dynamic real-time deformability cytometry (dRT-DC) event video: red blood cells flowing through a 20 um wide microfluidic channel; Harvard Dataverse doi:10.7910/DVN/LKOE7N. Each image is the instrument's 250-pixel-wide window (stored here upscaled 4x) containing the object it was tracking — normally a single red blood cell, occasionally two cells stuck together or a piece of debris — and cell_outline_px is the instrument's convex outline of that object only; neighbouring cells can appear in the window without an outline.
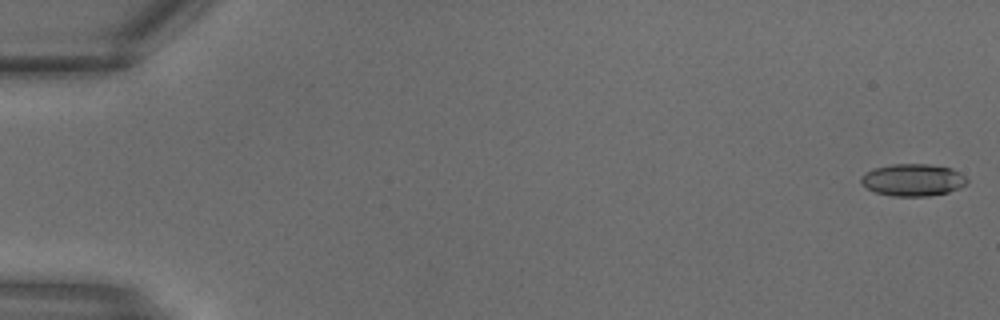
{"species": "common noctule bat (a hibernating species)", "species_latin": "Nyctalus noctula", "temperature_condition": "warm", "stored_images_in_passage": 30, "camera_frame_rate_fps": 3000, "um_per_image_px": 0.085, "animal": {"sex": "male", "body_mass_g": 18.8}, "frame": {"image": 1, "passage_image": 1, "time_ms": 0.0, "image_size_px": [1000, 320], "cell_outline_px": [[968, 180], [960, 188], [948, 192], [928, 196], [892, 196], [876, 192], [868, 188], [860, 180], [860, 176], [876, 168], [892, 164], [928, 164], [952, 168], [960, 172]], "centroid_in_image_um": [77.62, 15.29], "position_along_channel_um": 7.4, "area_um2": 19.65}}
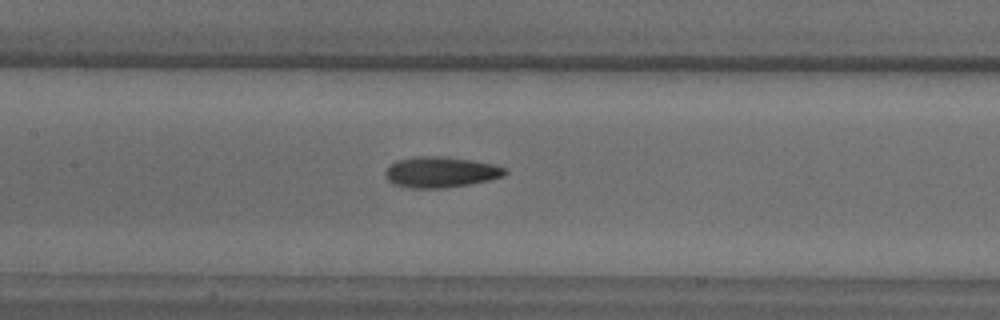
{"frame": {"image": 2, "passage_image": 15, "time_ms": 4.667, "image_size_px": [1000, 320], "cell_outline_px": [[508, 172], [504, 176], [488, 180], [468, 184], [444, 188], [412, 188], [392, 184], [388, 180], [384, 172], [396, 160], [416, 156], [440, 156], [472, 160], [492, 164], [504, 168]], "centroid_in_image_um": [37.44, 14.63], "position_along_channel_um": 170.0, "area_um2": 21.33}}
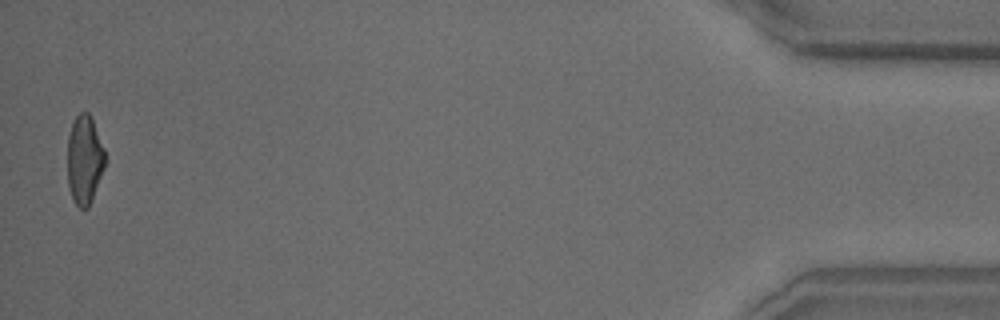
{"frame": {"image": 3, "passage_image": 30, "time_ms": 9.667, "image_size_px": [1000, 320], "cell_outline_px": [[104, 168], [92, 200], [88, 208], [80, 208], [72, 200], [68, 188], [68, 136], [72, 120], [80, 112], [88, 112], [92, 120], [104, 148]], "centroid_in_image_um": [7.16, 13.59], "position_along_channel_um": 428.0, "area_um2": 19.42}}